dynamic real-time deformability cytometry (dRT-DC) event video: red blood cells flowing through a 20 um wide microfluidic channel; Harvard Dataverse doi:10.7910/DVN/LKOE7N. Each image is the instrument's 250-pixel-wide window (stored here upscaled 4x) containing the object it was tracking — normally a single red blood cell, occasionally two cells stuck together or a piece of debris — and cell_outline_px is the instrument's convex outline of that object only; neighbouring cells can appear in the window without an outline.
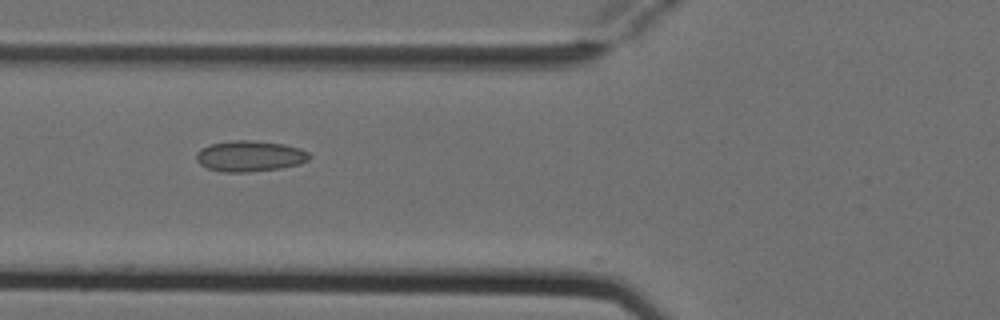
{"species": "Egyptian fruit bat (a non-hibernating species)", "species_latin": "Rousettus aegyptiacus", "temperature_condition": "cold", "stored_images_in_passage": 6, "camera_frame_rate_fps": 3000, "um_per_image_px": 0.085, "animal": {"sex": "female"}, "frame": {"image": 1, "passage_image": 4, "time_ms": 1.0, "image_size_px": [1000, 320], "cell_outline_px": [[312, 156], [308, 160], [300, 164], [280, 168], [248, 172], [220, 172], [208, 168], [200, 164], [196, 160], [196, 152], [200, 148], [212, 144], [232, 140], [252, 140], [284, 144], [300, 148], [308, 152]], "centroid_in_image_um": [21.23, 13.27], "position_along_channel_um": 104.6, "area_um2": 20.46}}
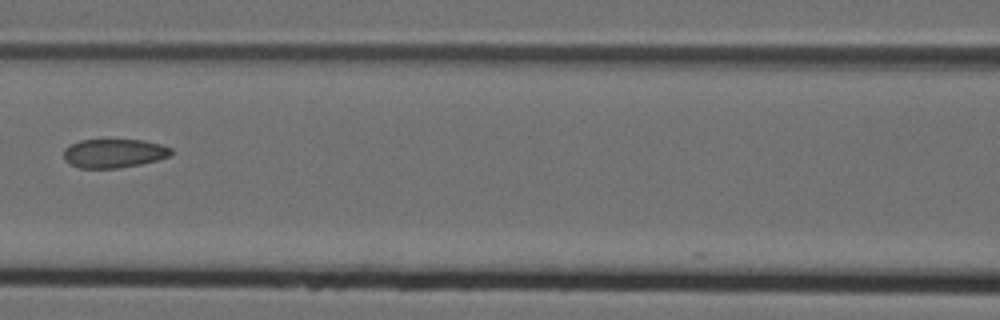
{"frame": {"image": 2, "passage_image": 5, "time_ms": 1.333, "image_size_px": [1000, 320], "cell_outline_px": [[172, 156], [140, 164], [116, 168], [80, 168], [64, 160], [64, 148], [80, 140], [144, 140], [160, 144], [172, 148]], "centroid_in_image_um": [9.7, 13.03], "position_along_channel_um": 156.9, "area_um2": 17.98}}
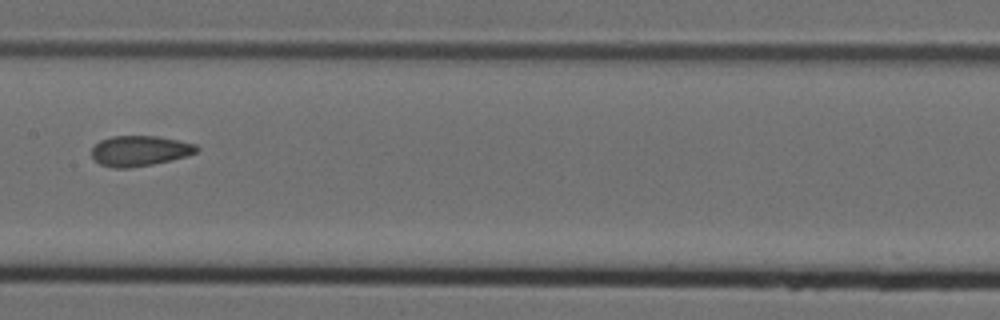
{"frame": {"image": 3, "passage_image": 6, "time_ms": 1.667, "image_size_px": [1000, 320], "cell_outline_px": [[200, 148], [196, 152], [188, 156], [172, 160], [132, 168], [112, 168], [100, 164], [92, 156], [92, 148], [100, 140], [112, 136], [156, 136], [196, 144]], "centroid_in_image_um": [11.88, 12.83], "position_along_channel_um": 195.5, "area_um2": 18.61}}